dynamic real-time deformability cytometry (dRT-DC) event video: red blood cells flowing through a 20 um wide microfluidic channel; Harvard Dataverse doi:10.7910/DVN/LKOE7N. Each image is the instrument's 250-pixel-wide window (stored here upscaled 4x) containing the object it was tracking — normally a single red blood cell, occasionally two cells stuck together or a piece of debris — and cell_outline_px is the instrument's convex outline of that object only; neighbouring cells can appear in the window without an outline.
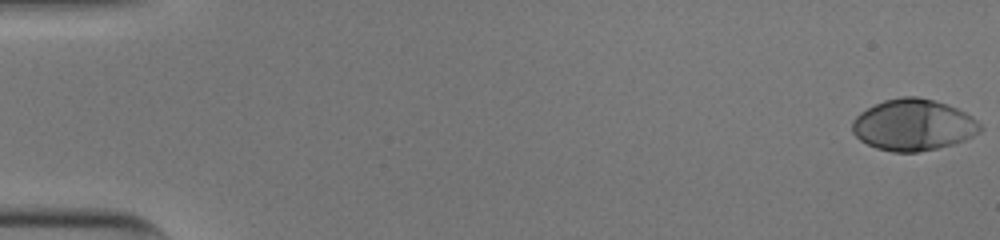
{"species": "human", "species_latin": "Homo sapiens", "temperature_condition": "cold", "stored_images_in_passage": 52, "camera_frame_rate_fps": 3000, "um_per_image_px": 0.085, "donor": {"sex": "male"}, "frame": {"image": 1, "passage_image": 1, "time_ms": 0.0, "image_size_px": [1000, 240], "cell_outline_px": [[984, 128], [980, 132], [964, 140], [952, 144], [936, 148], [916, 152], [892, 152], [876, 148], [860, 140], [852, 132], [852, 120], [860, 112], [884, 100], [900, 96], [916, 96], [948, 104], [972, 116]], "centroid_in_image_um": [77.62, 10.61], "position_along_channel_um": 7.4, "area_um2": 38.26}}
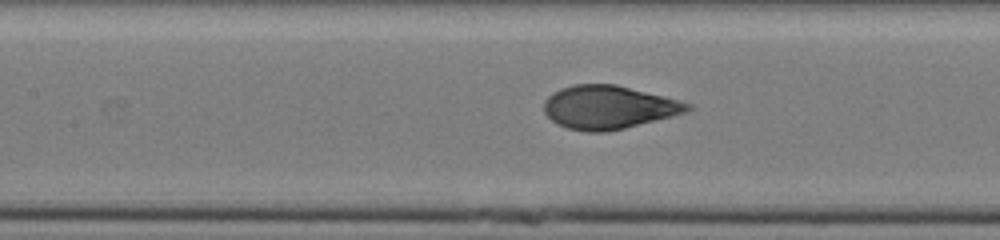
{"frame": {"image": 2, "passage_image": 25, "time_ms": 8.0, "image_size_px": [1000, 240], "cell_outline_px": [[692, 108], [684, 112], [672, 116], [608, 132], [588, 132], [568, 128], [556, 124], [544, 112], [544, 100], [552, 92], [560, 88], [572, 84], [616, 84], [692, 104]], "centroid_in_image_um": [51.67, 9.11], "position_along_channel_um": 155.7, "area_um2": 36.07}}
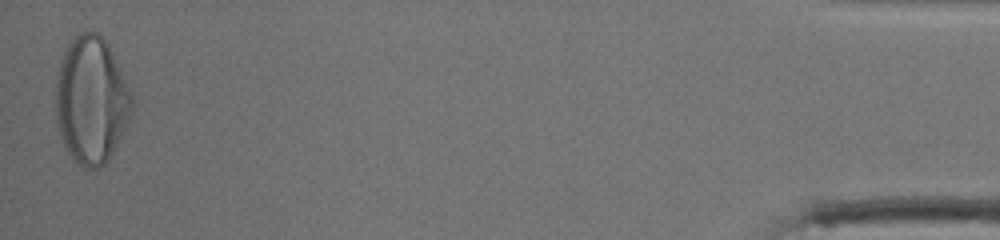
{"frame": {"image": 3, "passage_image": 52, "time_ms": 17.0, "image_size_px": [1000, 240], "cell_outline_px": [[132, 108], [128, 120], [108, 160], [104, 164], [96, 168], [84, 168], [76, 164], [64, 148], [56, 124], [56, 76], [60, 60], [68, 44], [80, 32], [96, 32], [104, 36], [124, 76], [132, 96]], "centroid_in_image_um": [7.72, 8.52], "position_along_channel_um": 427.5, "area_um2": 56.36}, "authors_computed_cell_mechanics": {"area_um2": 37.0787, "velocity_mm_per_s": 3.9764, "shape_relaxation_time_tau1_ms": 5.0785, "shape_relaxation_time_tau2_ms": null, "deformation_change_tau1": 0.2547, "deformation_change_tau2": null}}